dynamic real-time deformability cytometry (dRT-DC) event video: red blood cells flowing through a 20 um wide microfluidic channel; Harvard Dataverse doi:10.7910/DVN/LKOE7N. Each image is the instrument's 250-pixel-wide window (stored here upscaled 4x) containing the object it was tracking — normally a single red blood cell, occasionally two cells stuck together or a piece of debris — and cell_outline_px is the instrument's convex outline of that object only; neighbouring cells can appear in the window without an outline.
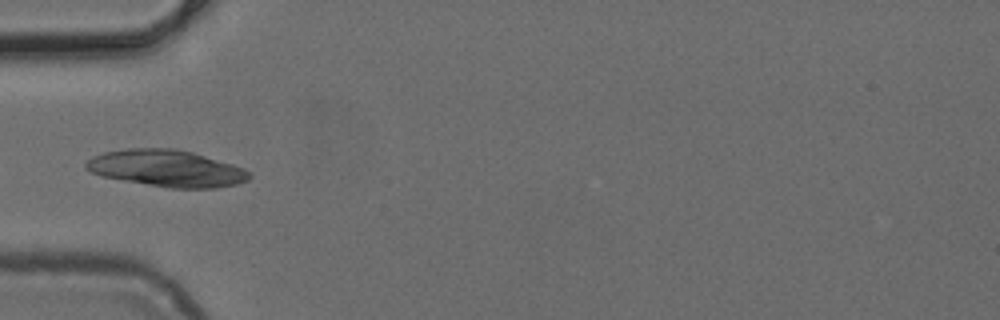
{"species": "common noctule bat (a hibernating species)", "species_latin": "Nyctalus noctula", "temperature_condition": "cold", "stored_images_in_passage": 7, "camera_frame_rate_fps": 3000, "um_per_image_px": 0.085, "animal": {"sex": "female", "body_mass_g": 24.6, "forearm_length_mm": 56.2}, "frame": {"image": 1, "passage_image": 1, "time_ms": 0.0, "image_size_px": [1000, 320], "cell_outline_px": [[252, 176], [248, 180], [236, 184], [216, 188], [168, 188], [100, 176], [84, 168], [84, 164], [92, 156], [104, 152], [128, 148], [176, 148], [192, 152], [232, 164], [244, 168]], "centroid_in_image_um": [14.14, 14.31], "position_along_channel_um": 70.9, "area_um2": 35.03}}